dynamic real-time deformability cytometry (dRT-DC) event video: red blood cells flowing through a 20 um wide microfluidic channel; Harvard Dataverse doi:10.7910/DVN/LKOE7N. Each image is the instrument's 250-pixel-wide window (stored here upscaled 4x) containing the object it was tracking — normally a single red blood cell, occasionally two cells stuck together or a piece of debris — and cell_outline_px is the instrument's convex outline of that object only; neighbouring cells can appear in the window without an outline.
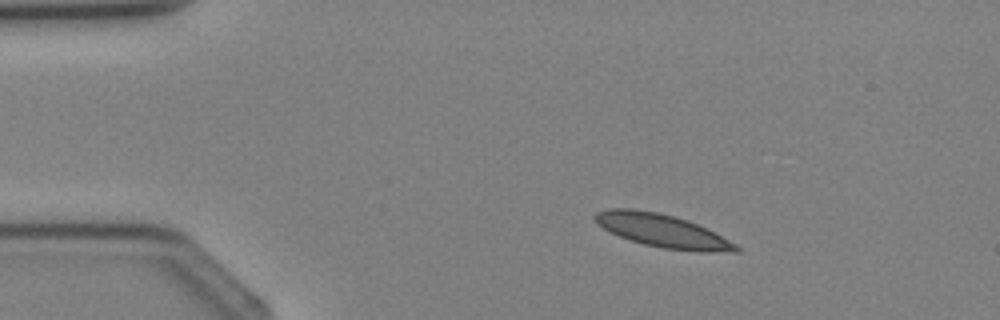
{"species": "Egyptian fruit bat (a non-hibernating species)", "species_latin": "Rousettus aegyptiacus", "temperature_condition": "cold", "stored_images_in_passage": 2, "camera_frame_rate_fps": 3000, "um_per_image_px": 0.085, "animal": {"sex": "female"}, "frame": {"image": 1, "passage_image": 1, "time_ms": 0.0, "image_size_px": [1000, 320], "cell_outline_px": [[740, 252], [700, 252], [664, 248], [644, 244], [620, 236], [604, 228], [592, 216], [596, 212], [608, 208], [632, 208], [656, 212], [688, 220], [736, 244], [740, 248]], "centroid_in_image_um": [56.3, 19.61], "position_along_channel_um": 28.7, "area_um2": 26.7}}
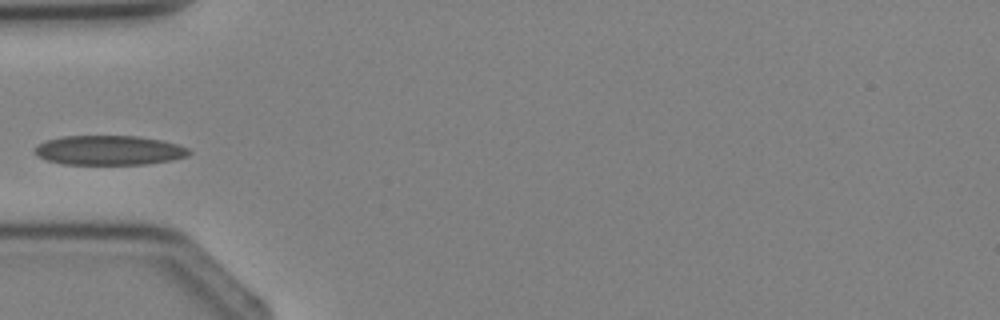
{"frame": {"image": 2, "passage_image": 2, "time_ms": 2.0, "image_size_px": [1000, 320], "cell_outline_px": [[192, 152], [188, 156], [172, 160], [148, 164], [64, 164], [48, 160], [36, 156], [32, 152], [44, 140], [60, 136], [136, 136], [164, 140], [188, 148]], "centroid_in_image_um": [9.28, 12.77], "position_along_channel_um": 75.7, "area_um2": 26.7}}